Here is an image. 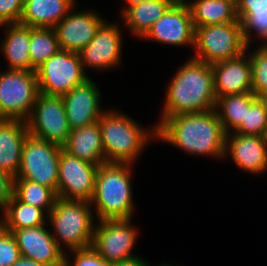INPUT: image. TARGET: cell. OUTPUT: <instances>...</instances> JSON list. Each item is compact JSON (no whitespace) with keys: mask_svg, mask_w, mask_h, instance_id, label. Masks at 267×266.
Here are the masks:
<instances>
[{"mask_svg":"<svg viewBox=\"0 0 267 266\" xmlns=\"http://www.w3.org/2000/svg\"><path fill=\"white\" fill-rule=\"evenodd\" d=\"M156 137L190 155L225 158L226 133L215 109L168 117L156 127Z\"/></svg>","mask_w":267,"mask_h":266,"instance_id":"1","label":"cell"},{"mask_svg":"<svg viewBox=\"0 0 267 266\" xmlns=\"http://www.w3.org/2000/svg\"><path fill=\"white\" fill-rule=\"evenodd\" d=\"M166 90L165 103L156 127L171 116L215 109L217 97L212 66L205 62L191 57L179 67Z\"/></svg>","mask_w":267,"mask_h":266,"instance_id":"2","label":"cell"},{"mask_svg":"<svg viewBox=\"0 0 267 266\" xmlns=\"http://www.w3.org/2000/svg\"><path fill=\"white\" fill-rule=\"evenodd\" d=\"M107 163L136 162L151 139H157L156 126L143 128L123 112L105 110L98 120Z\"/></svg>","mask_w":267,"mask_h":266,"instance_id":"3","label":"cell"},{"mask_svg":"<svg viewBox=\"0 0 267 266\" xmlns=\"http://www.w3.org/2000/svg\"><path fill=\"white\" fill-rule=\"evenodd\" d=\"M132 164L103 163L98 166L90 201L98 220L133 218Z\"/></svg>","mask_w":267,"mask_h":266,"instance_id":"4","label":"cell"},{"mask_svg":"<svg viewBox=\"0 0 267 266\" xmlns=\"http://www.w3.org/2000/svg\"><path fill=\"white\" fill-rule=\"evenodd\" d=\"M91 206L88 201L56 199L47 222L53 226L51 234L63 251L64 244L70 252L92 246L96 217Z\"/></svg>","mask_w":267,"mask_h":266,"instance_id":"5","label":"cell"},{"mask_svg":"<svg viewBox=\"0 0 267 266\" xmlns=\"http://www.w3.org/2000/svg\"><path fill=\"white\" fill-rule=\"evenodd\" d=\"M249 45L241 22L195 27L192 58L211 65L240 57Z\"/></svg>","mask_w":267,"mask_h":266,"instance_id":"6","label":"cell"},{"mask_svg":"<svg viewBox=\"0 0 267 266\" xmlns=\"http://www.w3.org/2000/svg\"><path fill=\"white\" fill-rule=\"evenodd\" d=\"M39 94L36 71H0V119L27 121Z\"/></svg>","mask_w":267,"mask_h":266,"instance_id":"7","label":"cell"},{"mask_svg":"<svg viewBox=\"0 0 267 266\" xmlns=\"http://www.w3.org/2000/svg\"><path fill=\"white\" fill-rule=\"evenodd\" d=\"M63 147L28 134L22 147L21 164L15 178H24L58 190V168Z\"/></svg>","mask_w":267,"mask_h":266,"instance_id":"8","label":"cell"},{"mask_svg":"<svg viewBox=\"0 0 267 266\" xmlns=\"http://www.w3.org/2000/svg\"><path fill=\"white\" fill-rule=\"evenodd\" d=\"M40 93L63 96L83 84L85 73L79 53L59 50L36 69Z\"/></svg>","mask_w":267,"mask_h":266,"instance_id":"9","label":"cell"},{"mask_svg":"<svg viewBox=\"0 0 267 266\" xmlns=\"http://www.w3.org/2000/svg\"><path fill=\"white\" fill-rule=\"evenodd\" d=\"M26 122L29 134L61 147L71 131L62 96L40 93Z\"/></svg>","mask_w":267,"mask_h":266,"instance_id":"10","label":"cell"},{"mask_svg":"<svg viewBox=\"0 0 267 266\" xmlns=\"http://www.w3.org/2000/svg\"><path fill=\"white\" fill-rule=\"evenodd\" d=\"M95 224L92 247L107 262H119L138 255L133 254L138 238L130 219L99 220Z\"/></svg>","mask_w":267,"mask_h":266,"instance_id":"11","label":"cell"},{"mask_svg":"<svg viewBox=\"0 0 267 266\" xmlns=\"http://www.w3.org/2000/svg\"><path fill=\"white\" fill-rule=\"evenodd\" d=\"M98 166L71 156L61 150L58 168L57 198L64 200H92Z\"/></svg>","mask_w":267,"mask_h":266,"instance_id":"12","label":"cell"},{"mask_svg":"<svg viewBox=\"0 0 267 266\" xmlns=\"http://www.w3.org/2000/svg\"><path fill=\"white\" fill-rule=\"evenodd\" d=\"M195 28L186 0H176L142 37L173 46L194 47Z\"/></svg>","mask_w":267,"mask_h":266,"instance_id":"13","label":"cell"},{"mask_svg":"<svg viewBox=\"0 0 267 266\" xmlns=\"http://www.w3.org/2000/svg\"><path fill=\"white\" fill-rule=\"evenodd\" d=\"M117 23L105 21L94 38L79 52L82 67L98 71L116 68L121 63L122 37Z\"/></svg>","mask_w":267,"mask_h":266,"instance_id":"14","label":"cell"},{"mask_svg":"<svg viewBox=\"0 0 267 266\" xmlns=\"http://www.w3.org/2000/svg\"><path fill=\"white\" fill-rule=\"evenodd\" d=\"M74 11V13H73ZM105 22L94 10L73 8L55 27L60 50L79 53Z\"/></svg>","mask_w":267,"mask_h":266,"instance_id":"15","label":"cell"},{"mask_svg":"<svg viewBox=\"0 0 267 266\" xmlns=\"http://www.w3.org/2000/svg\"><path fill=\"white\" fill-rule=\"evenodd\" d=\"M43 226L27 229H6L16 239L21 256L45 266H64V253L53 235Z\"/></svg>","mask_w":267,"mask_h":266,"instance_id":"16","label":"cell"},{"mask_svg":"<svg viewBox=\"0 0 267 266\" xmlns=\"http://www.w3.org/2000/svg\"><path fill=\"white\" fill-rule=\"evenodd\" d=\"M71 130L98 121L105 110L101 108V93L92 79L75 86L62 96Z\"/></svg>","mask_w":267,"mask_h":266,"instance_id":"17","label":"cell"},{"mask_svg":"<svg viewBox=\"0 0 267 266\" xmlns=\"http://www.w3.org/2000/svg\"><path fill=\"white\" fill-rule=\"evenodd\" d=\"M243 171L256 175L267 171V136L226 134L225 157Z\"/></svg>","mask_w":267,"mask_h":266,"instance_id":"18","label":"cell"},{"mask_svg":"<svg viewBox=\"0 0 267 266\" xmlns=\"http://www.w3.org/2000/svg\"><path fill=\"white\" fill-rule=\"evenodd\" d=\"M246 51L240 57L211 64L216 97L252 92L251 63Z\"/></svg>","mask_w":267,"mask_h":266,"instance_id":"19","label":"cell"},{"mask_svg":"<svg viewBox=\"0 0 267 266\" xmlns=\"http://www.w3.org/2000/svg\"><path fill=\"white\" fill-rule=\"evenodd\" d=\"M28 134L26 121L0 119V170L13 178L20 169L22 147Z\"/></svg>","mask_w":267,"mask_h":266,"instance_id":"20","label":"cell"},{"mask_svg":"<svg viewBox=\"0 0 267 266\" xmlns=\"http://www.w3.org/2000/svg\"><path fill=\"white\" fill-rule=\"evenodd\" d=\"M63 150L97 166L106 163L99 122L71 130Z\"/></svg>","mask_w":267,"mask_h":266,"instance_id":"21","label":"cell"},{"mask_svg":"<svg viewBox=\"0 0 267 266\" xmlns=\"http://www.w3.org/2000/svg\"><path fill=\"white\" fill-rule=\"evenodd\" d=\"M75 5V0H25L20 24L54 28Z\"/></svg>","mask_w":267,"mask_h":266,"instance_id":"22","label":"cell"},{"mask_svg":"<svg viewBox=\"0 0 267 266\" xmlns=\"http://www.w3.org/2000/svg\"><path fill=\"white\" fill-rule=\"evenodd\" d=\"M5 39L1 42V50L7 59L9 70L31 71L29 54L30 26L18 24H6Z\"/></svg>","mask_w":267,"mask_h":266,"instance_id":"23","label":"cell"},{"mask_svg":"<svg viewBox=\"0 0 267 266\" xmlns=\"http://www.w3.org/2000/svg\"><path fill=\"white\" fill-rule=\"evenodd\" d=\"M194 28L240 22L236 0H193L187 2Z\"/></svg>","mask_w":267,"mask_h":266,"instance_id":"24","label":"cell"},{"mask_svg":"<svg viewBox=\"0 0 267 266\" xmlns=\"http://www.w3.org/2000/svg\"><path fill=\"white\" fill-rule=\"evenodd\" d=\"M176 0H151L129 6L122 14L126 28L142 38Z\"/></svg>","mask_w":267,"mask_h":266,"instance_id":"25","label":"cell"},{"mask_svg":"<svg viewBox=\"0 0 267 266\" xmlns=\"http://www.w3.org/2000/svg\"><path fill=\"white\" fill-rule=\"evenodd\" d=\"M236 9L247 43L251 44L253 35H256L262 39V44H266L267 0H236Z\"/></svg>","mask_w":267,"mask_h":266,"instance_id":"26","label":"cell"},{"mask_svg":"<svg viewBox=\"0 0 267 266\" xmlns=\"http://www.w3.org/2000/svg\"><path fill=\"white\" fill-rule=\"evenodd\" d=\"M0 217L4 229H27L46 224L48 215L33 205L20 201L14 194L8 201Z\"/></svg>","mask_w":267,"mask_h":266,"instance_id":"27","label":"cell"},{"mask_svg":"<svg viewBox=\"0 0 267 266\" xmlns=\"http://www.w3.org/2000/svg\"><path fill=\"white\" fill-rule=\"evenodd\" d=\"M252 92L233 94L216 99L215 111L226 134L234 131L244 120L246 109L257 99Z\"/></svg>","mask_w":267,"mask_h":266,"instance_id":"28","label":"cell"},{"mask_svg":"<svg viewBox=\"0 0 267 266\" xmlns=\"http://www.w3.org/2000/svg\"><path fill=\"white\" fill-rule=\"evenodd\" d=\"M13 194L20 201L42 209L47 215L57 199L51 188L24 178H14Z\"/></svg>","mask_w":267,"mask_h":266,"instance_id":"29","label":"cell"},{"mask_svg":"<svg viewBox=\"0 0 267 266\" xmlns=\"http://www.w3.org/2000/svg\"><path fill=\"white\" fill-rule=\"evenodd\" d=\"M60 50L54 28L30 27L29 54L31 71L36 69Z\"/></svg>","mask_w":267,"mask_h":266,"instance_id":"30","label":"cell"},{"mask_svg":"<svg viewBox=\"0 0 267 266\" xmlns=\"http://www.w3.org/2000/svg\"><path fill=\"white\" fill-rule=\"evenodd\" d=\"M232 133L267 136V111L259 98L246 109L244 120Z\"/></svg>","mask_w":267,"mask_h":266,"instance_id":"31","label":"cell"},{"mask_svg":"<svg viewBox=\"0 0 267 266\" xmlns=\"http://www.w3.org/2000/svg\"><path fill=\"white\" fill-rule=\"evenodd\" d=\"M249 54L251 63L252 93L258 97L267 92V45L260 46Z\"/></svg>","mask_w":267,"mask_h":266,"instance_id":"32","label":"cell"},{"mask_svg":"<svg viewBox=\"0 0 267 266\" xmlns=\"http://www.w3.org/2000/svg\"><path fill=\"white\" fill-rule=\"evenodd\" d=\"M74 258L71 261L68 258V253H64V266H113V263L107 262L98 252L92 247L84 249H74Z\"/></svg>","mask_w":267,"mask_h":266,"instance_id":"33","label":"cell"},{"mask_svg":"<svg viewBox=\"0 0 267 266\" xmlns=\"http://www.w3.org/2000/svg\"><path fill=\"white\" fill-rule=\"evenodd\" d=\"M20 257L15 237L0 225V266H12Z\"/></svg>","mask_w":267,"mask_h":266,"instance_id":"34","label":"cell"},{"mask_svg":"<svg viewBox=\"0 0 267 266\" xmlns=\"http://www.w3.org/2000/svg\"><path fill=\"white\" fill-rule=\"evenodd\" d=\"M25 0H0V27L21 21Z\"/></svg>","mask_w":267,"mask_h":266,"instance_id":"35","label":"cell"},{"mask_svg":"<svg viewBox=\"0 0 267 266\" xmlns=\"http://www.w3.org/2000/svg\"><path fill=\"white\" fill-rule=\"evenodd\" d=\"M14 178L0 170V210H4L6 204L13 195Z\"/></svg>","mask_w":267,"mask_h":266,"instance_id":"36","label":"cell"},{"mask_svg":"<svg viewBox=\"0 0 267 266\" xmlns=\"http://www.w3.org/2000/svg\"><path fill=\"white\" fill-rule=\"evenodd\" d=\"M113 266H150V264L147 261H144L140 256H138L127 260L114 262Z\"/></svg>","mask_w":267,"mask_h":266,"instance_id":"37","label":"cell"},{"mask_svg":"<svg viewBox=\"0 0 267 266\" xmlns=\"http://www.w3.org/2000/svg\"><path fill=\"white\" fill-rule=\"evenodd\" d=\"M12 266H45L42 263L21 256Z\"/></svg>","mask_w":267,"mask_h":266,"instance_id":"38","label":"cell"},{"mask_svg":"<svg viewBox=\"0 0 267 266\" xmlns=\"http://www.w3.org/2000/svg\"><path fill=\"white\" fill-rule=\"evenodd\" d=\"M127 1L126 3L128 4L127 6H125V8L121 11V14L129 7L144 1H151V0H125Z\"/></svg>","mask_w":267,"mask_h":266,"instance_id":"39","label":"cell"},{"mask_svg":"<svg viewBox=\"0 0 267 266\" xmlns=\"http://www.w3.org/2000/svg\"><path fill=\"white\" fill-rule=\"evenodd\" d=\"M258 98L263 103V105L267 111V92L261 94L260 96H258Z\"/></svg>","mask_w":267,"mask_h":266,"instance_id":"40","label":"cell"},{"mask_svg":"<svg viewBox=\"0 0 267 266\" xmlns=\"http://www.w3.org/2000/svg\"><path fill=\"white\" fill-rule=\"evenodd\" d=\"M160 266H174L173 264L170 265V264H160Z\"/></svg>","mask_w":267,"mask_h":266,"instance_id":"41","label":"cell"}]
</instances>
